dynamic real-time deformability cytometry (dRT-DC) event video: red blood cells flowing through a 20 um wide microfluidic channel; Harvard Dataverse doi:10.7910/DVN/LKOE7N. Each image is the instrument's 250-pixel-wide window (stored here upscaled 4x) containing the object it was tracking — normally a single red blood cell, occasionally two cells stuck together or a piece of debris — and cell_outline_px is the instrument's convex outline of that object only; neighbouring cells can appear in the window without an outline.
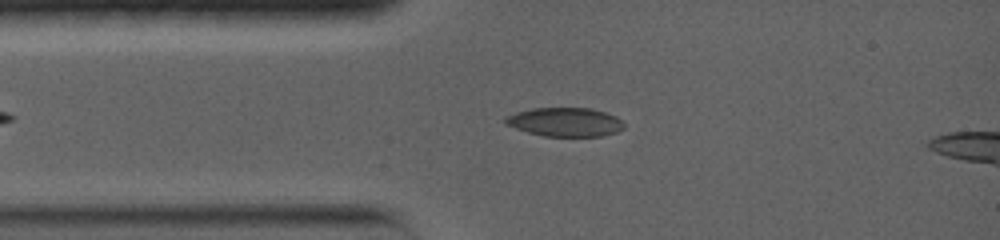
{"species": "common noctule bat (a hibernating species)", "species_latin": "Nyctalus noctula", "temperature_condition": "warm", "stored_images_in_passage": 61, "camera_frame_rate_fps": 5000, "um_per_image_px": 0.085, "animal": {"sex": "female", "body_mass_g": 19.0, "forearm_length_mm": 56.7}, "frame": {"image": 1, "passage_image": 12, "time_ms": 2.6, "image_size_px": [1000, 240], "cell_outline_px": [[624, 128], [616, 132], [604, 136], [544, 136], [528, 132], [504, 124], [504, 116], [516, 112], [532, 108], [588, 108], [604, 112], [616, 116], [624, 124]], "centroid_in_image_um": [48.01, 10.37], "position_along_channel_um": 37.0, "area_um2": 19.94}}
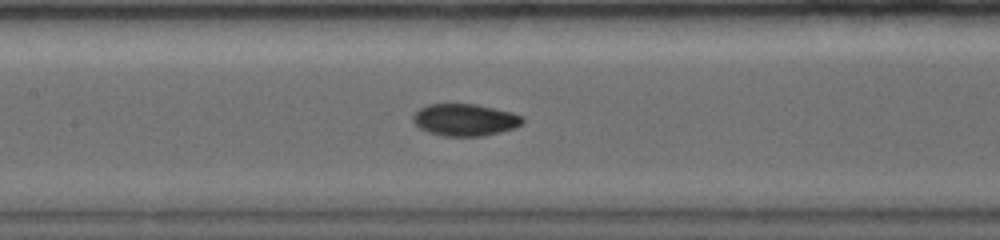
{"frame": {"image": 2, "passage_image": 23, "time_ms": 6.2, "image_size_px": [1000, 240], "cell_outline_px": [[524, 124], [516, 128], [484, 136], [444, 136], [428, 132], [420, 128], [412, 120], [412, 116], [420, 108], [428, 104], [476, 104], [524, 116]], "centroid_in_image_um": [39.54, 10.19], "position_along_channel_um": 167.9, "area_um2": 20.46}}
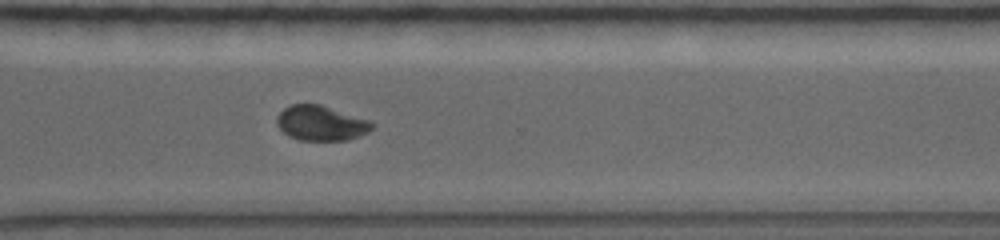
{"frame": {"image": 3, "passage_image": 39, "time_ms": 10.8, "image_size_px": [1000, 240], "cell_outline_px": [[376, 124], [368, 132], [360, 136], [348, 140], [300, 140], [288, 136], [276, 124], [276, 116], [284, 108], [292, 104], [320, 104], [368, 120]], "centroid_in_image_um": [27.27, 10.47], "position_along_channel_um": 343.3, "area_um2": 19.36}, "authors_computed_cell_mechanics": {"area_um2": 19.7676, "velocity_mm_per_s": 3.8126, "shape_relaxation_time_tau1_ms": null, "shape_relaxation_time_tau2_ms": 2.1588, "deformation_change_tau1": null, "deformation_change_tau2": 0.0517}}